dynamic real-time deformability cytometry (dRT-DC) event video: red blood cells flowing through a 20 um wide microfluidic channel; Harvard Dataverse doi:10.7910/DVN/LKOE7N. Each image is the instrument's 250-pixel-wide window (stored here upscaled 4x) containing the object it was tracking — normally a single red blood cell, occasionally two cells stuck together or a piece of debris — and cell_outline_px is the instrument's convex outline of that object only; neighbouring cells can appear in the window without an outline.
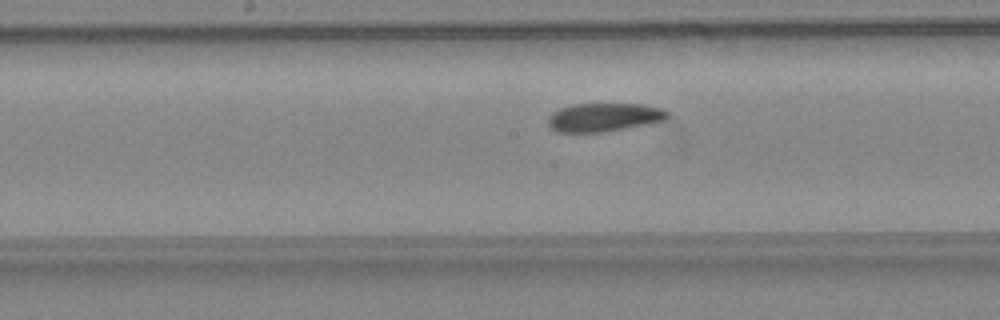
{"species": "common noctule bat (a hibernating species)", "species_latin": "Nyctalus noctula", "temperature_condition": "warm", "stored_images_in_passage": 27, "camera_frame_rate_fps": 3000, "um_per_image_px": 0.085, "animal": {"sex": "female", "body_mass_g": 24.6, "forearm_length_mm": 56.2}, "frame": {"image": 1, "passage_image": 11, "time_ms": 3.333, "image_size_px": [1000, 320], "cell_outline_px": [[668, 116], [664, 120], [604, 132], [556, 132], [548, 124], [548, 116], [552, 112], [560, 108], [572, 104], [640, 104], [664, 108], [668, 112]], "centroid_in_image_um": [51.3, 9.96], "position_along_channel_um": 196.9, "area_um2": 19.71}}
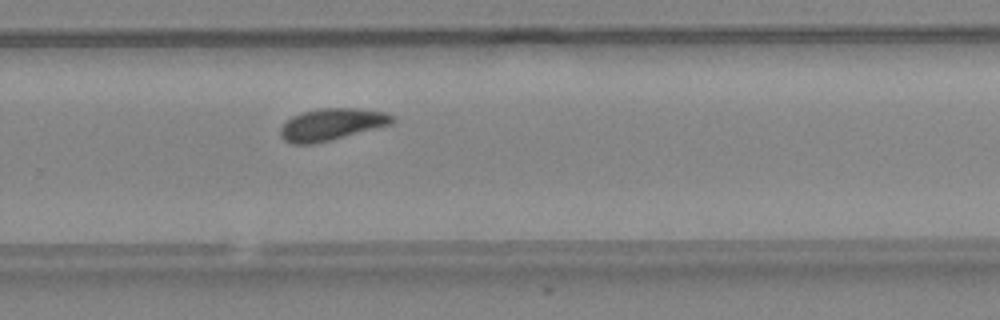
{"frame": {"image": 2, "passage_image": 18, "time_ms": 5.667, "image_size_px": [1000, 320], "cell_outline_px": [[396, 120], [392, 124], [332, 140], [312, 144], [292, 144], [284, 140], [280, 136], [280, 128], [292, 116], [300, 112], [320, 108], [360, 108], [388, 112]], "centroid_in_image_um": [28.21, 10.57], "position_along_channel_um": 301.6, "area_um2": 21.04}}
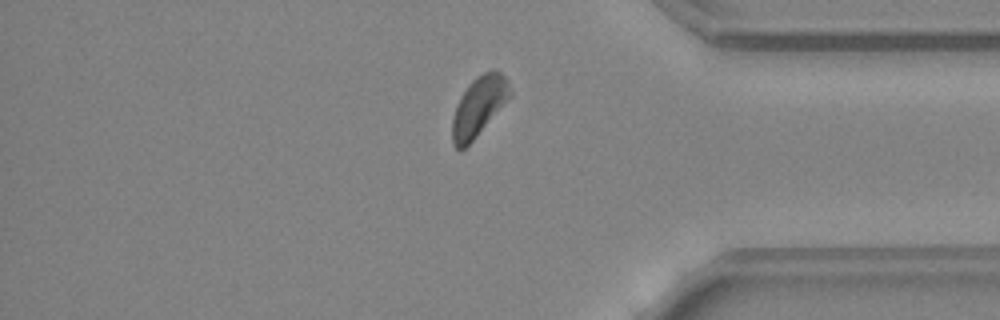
{"frame": {"image": 3, "passage_image": 25, "time_ms": 8.0, "image_size_px": [1000, 320], "cell_outline_px": [[512, 96], [476, 136], [460, 152], [452, 144], [452, 116], [456, 104], [460, 96], [468, 84], [476, 76], [492, 68], [496, 68], [504, 76], [512, 92]], "centroid_in_image_um": [40.68, 9.02], "position_along_channel_um": 394.5, "area_um2": 20.17}}